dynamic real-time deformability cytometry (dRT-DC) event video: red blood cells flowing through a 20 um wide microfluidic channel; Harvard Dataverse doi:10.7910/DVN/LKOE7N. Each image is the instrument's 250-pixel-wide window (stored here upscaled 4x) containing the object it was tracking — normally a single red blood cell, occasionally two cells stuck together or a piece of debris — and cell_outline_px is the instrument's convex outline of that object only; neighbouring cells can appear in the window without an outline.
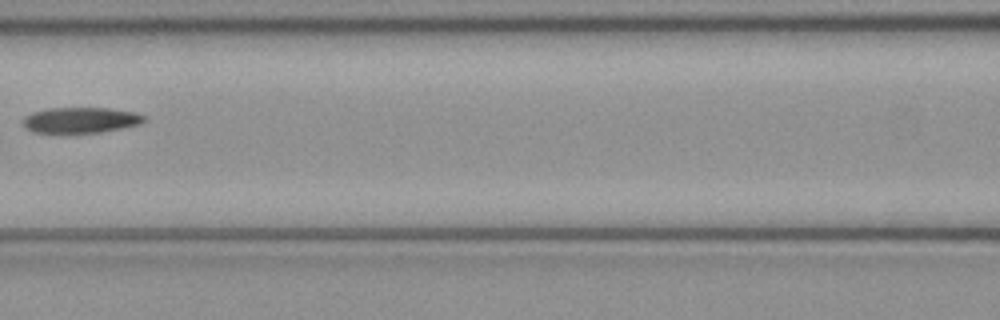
{"species": "common noctule bat (a hibernating species)", "species_latin": "Nyctalus noctula", "temperature_condition": "cold", "stored_images_in_passage": 7, "camera_frame_rate_fps": 3000, "um_per_image_px": 0.085, "animal": {"sex": "female", "body_mass_g": 21.9}, "frame": {"image": 1, "passage_image": 6, "time_ms": 1.667, "image_size_px": [1000, 320], "cell_outline_px": [[148, 120], [140, 124], [100, 132], [32, 132], [24, 124], [24, 116], [32, 112], [48, 108], [108, 108], [136, 112], [144, 116]], "centroid_in_image_um": [6.89, 10.19], "position_along_channel_um": 159.7, "area_um2": 17.92}}
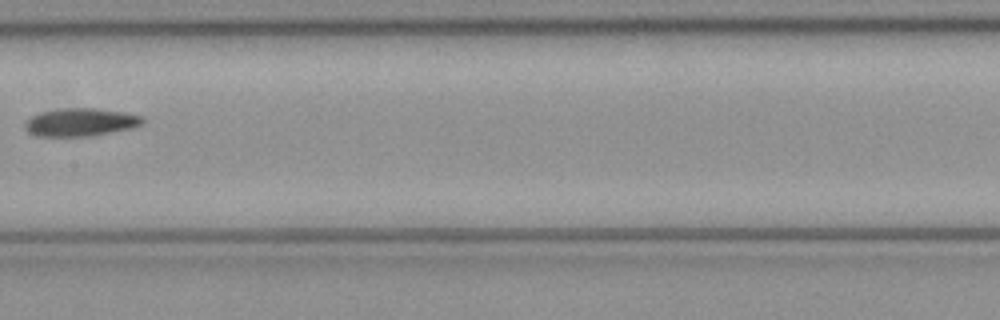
{"frame": {"image": 2, "passage_image": 7, "time_ms": 2.0, "image_size_px": [1000, 320], "cell_outline_px": [[144, 124], [132, 128], [92, 136], [40, 136], [28, 132], [24, 128], [24, 124], [32, 116], [40, 112], [64, 108], [96, 108], [124, 112], [144, 116]], "centroid_in_image_um": [6.89, 10.38], "position_along_channel_um": 200.5, "area_um2": 19.25}}